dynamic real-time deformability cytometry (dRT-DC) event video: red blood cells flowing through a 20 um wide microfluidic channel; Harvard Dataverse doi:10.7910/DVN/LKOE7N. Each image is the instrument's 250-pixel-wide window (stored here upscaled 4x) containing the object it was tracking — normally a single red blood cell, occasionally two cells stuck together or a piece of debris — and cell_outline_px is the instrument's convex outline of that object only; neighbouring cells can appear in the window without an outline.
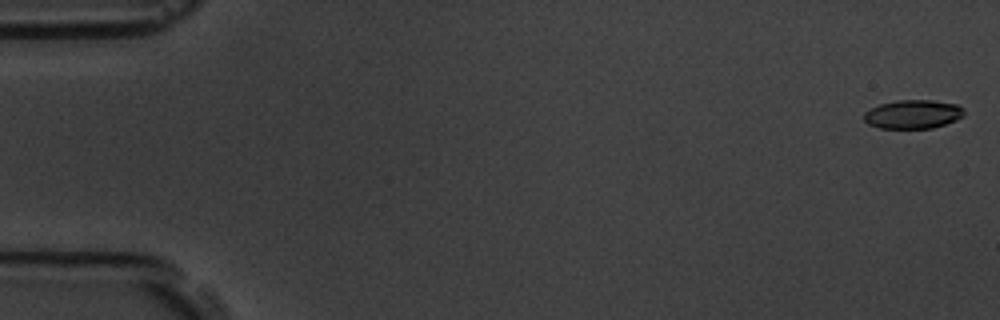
{"species": "common noctule bat (a hibernating species)", "species_latin": "Nyctalus noctula", "temperature_condition": "room temperature", "stored_images_in_passage": 56, "camera_frame_rate_fps": 3000, "um_per_image_px": 0.085, "animal": {"sex": "male", "body_mass_g": 19.5, "forearm_length_mm": 54.6}, "frame": {"image": 1, "passage_image": 1, "time_ms": 0.0, "image_size_px": [1000, 320], "cell_outline_px": [[964, 116], [956, 120], [932, 128], [880, 128], [868, 124], [864, 120], [864, 112], [880, 104], [896, 100], [932, 100], [956, 104], [964, 108]], "centroid_in_image_um": [77.61, 9.7], "position_along_channel_um": 7.4, "area_um2": 16.76}}
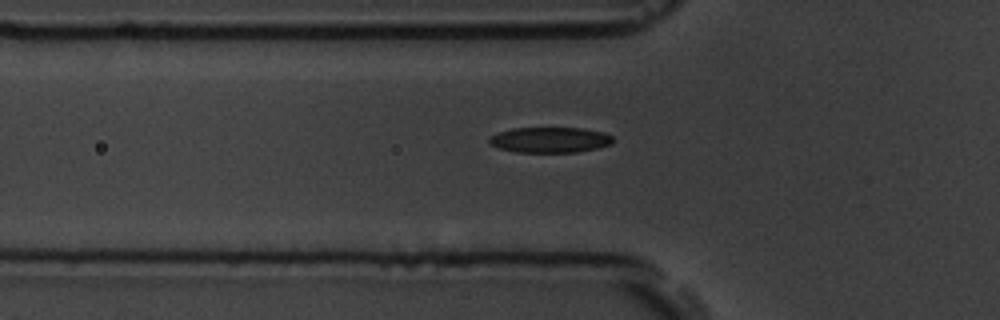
{"frame": {"image": 2, "passage_image": 19, "time_ms": 6.0, "image_size_px": [1000, 320], "cell_outline_px": [[612, 144], [596, 148], [576, 152], [516, 152], [500, 148], [488, 144], [488, 136], [512, 128], [584, 128], [604, 132], [612, 136]], "centroid_in_image_um": [46.72, 11.88], "position_along_channel_um": 79.1, "area_um2": 18.44}}
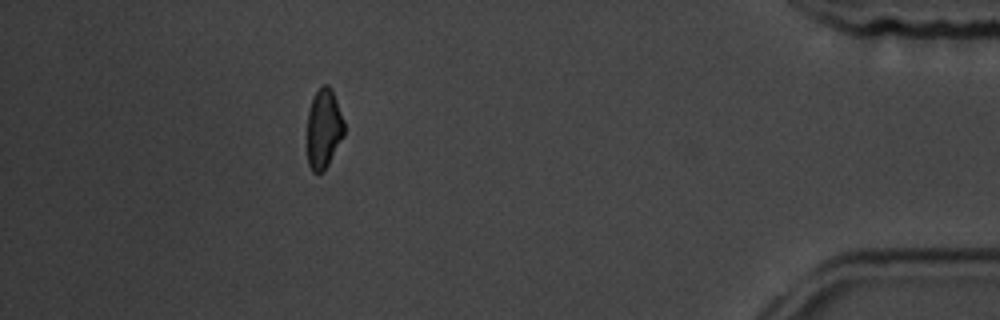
{"frame": {"image": 3, "passage_image": 50, "time_ms": 16.333, "image_size_px": [1000, 320], "cell_outline_px": [[344, 136], [324, 172], [312, 172], [308, 164], [308, 112], [312, 100], [316, 92], [324, 84], [328, 84], [332, 88], [344, 120]], "centroid_in_image_um": [27.54, 10.95], "position_along_channel_um": 407.7, "area_um2": 17.17}, "authors_computed_cell_mechanics": {"area_um2": 18.2648, "velocity_mm_per_s": 3.6865, "shape_relaxation_time_tau1_ms": 3.5784, "shape_relaxation_time_tau2_ms": 4.338, "deformation_change_tau1": 0.129, "deformation_change_tau2": 0.1058}}